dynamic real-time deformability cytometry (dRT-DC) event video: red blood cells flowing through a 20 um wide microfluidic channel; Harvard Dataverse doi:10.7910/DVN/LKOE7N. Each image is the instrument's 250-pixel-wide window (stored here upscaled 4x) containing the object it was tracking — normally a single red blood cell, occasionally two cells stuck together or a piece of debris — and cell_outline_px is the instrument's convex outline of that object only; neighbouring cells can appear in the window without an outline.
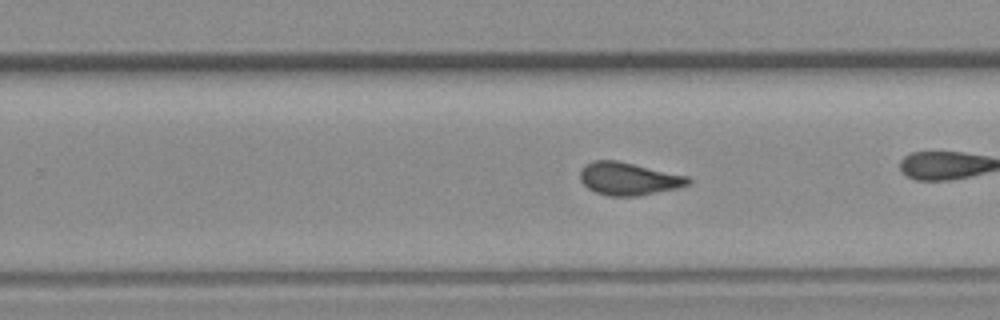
{"species": "common noctule bat (a hibernating species)", "species_latin": "Nyctalus noctula", "temperature_condition": "room temperature", "stored_images_in_passage": 16, "camera_frame_rate_fps": 3000, "um_per_image_px": 0.085, "animal": {"sex": "female", "body_mass_g": 19.3, "forearm_length_mm": 54.1}, "frame": {"image": 1, "passage_image": 14, "time_ms": 4.333, "image_size_px": [1000, 320], "cell_outline_px": [[692, 184], [676, 188], [636, 196], [608, 196], [596, 192], [588, 188], [580, 180], [580, 168], [584, 164], [592, 160], [616, 160], [688, 176], [692, 180]], "centroid_in_image_um": [53.41, 15.18], "position_along_channel_um": 276.4, "area_um2": 20.63}}